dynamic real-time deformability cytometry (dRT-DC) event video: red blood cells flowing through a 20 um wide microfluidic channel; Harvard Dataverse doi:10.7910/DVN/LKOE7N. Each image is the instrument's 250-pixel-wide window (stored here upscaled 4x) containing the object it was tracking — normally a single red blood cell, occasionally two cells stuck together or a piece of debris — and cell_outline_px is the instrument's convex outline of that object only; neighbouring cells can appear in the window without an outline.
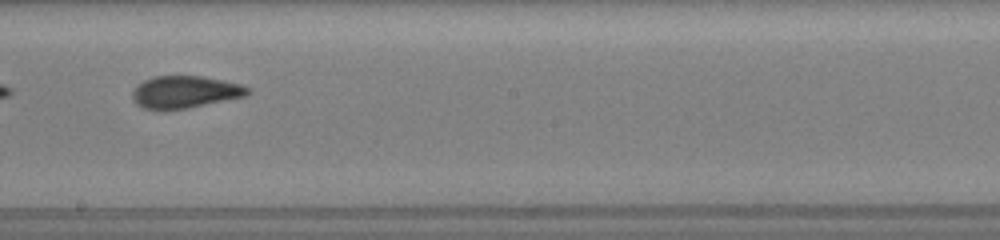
{"species": "common noctule bat (a hibernating species)", "species_latin": "Nyctalus noctula", "temperature_condition": "room temperature", "stored_images_in_passage": 21, "camera_frame_rate_fps": 3000, "um_per_image_px": 0.085, "animal": {"sex": "female", "body_mass_g": 19.5, "forearm_length_mm": 54.1}, "frame": {"image": 1, "passage_image": 15, "time_ms": 8.0, "image_size_px": [1000, 240], "cell_outline_px": [[252, 92], [248, 96], [188, 108], [164, 112], [144, 108], [136, 104], [132, 100], [132, 92], [144, 80], [156, 76], [200, 76], [240, 84], [252, 88]], "centroid_in_image_um": [15.74, 7.85], "position_along_channel_um": 232.5, "area_um2": 22.02}}